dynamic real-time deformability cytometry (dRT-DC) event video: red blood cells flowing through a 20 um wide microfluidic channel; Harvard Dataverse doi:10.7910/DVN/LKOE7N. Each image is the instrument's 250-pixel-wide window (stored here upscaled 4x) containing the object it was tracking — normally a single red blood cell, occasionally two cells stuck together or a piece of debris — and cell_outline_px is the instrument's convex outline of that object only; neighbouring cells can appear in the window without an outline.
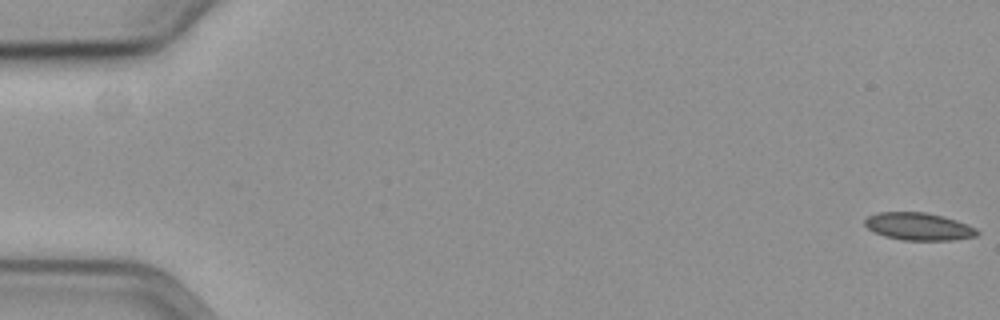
{"species": "common noctule bat (a hibernating species)", "species_latin": "Nyctalus noctula", "temperature_condition": "cold", "stored_images_in_passage": 17, "camera_frame_rate_fps": 3000, "um_per_image_px": 0.085, "animal": {"sex": "female", "body_mass_g": 19.3, "forearm_length_mm": 54.1}, "frame": {"image": 1, "passage_image": 1, "time_ms": 0.0, "image_size_px": [1000, 320], "cell_outline_px": [[980, 232], [976, 236], [952, 240], [900, 240], [884, 236], [868, 228], [864, 224], [864, 220], [868, 216], [876, 212], [924, 212], [956, 220], [976, 228]], "centroid_in_image_um": [78.06, 19.25], "position_along_channel_um": 6.9, "area_um2": 17.92}}
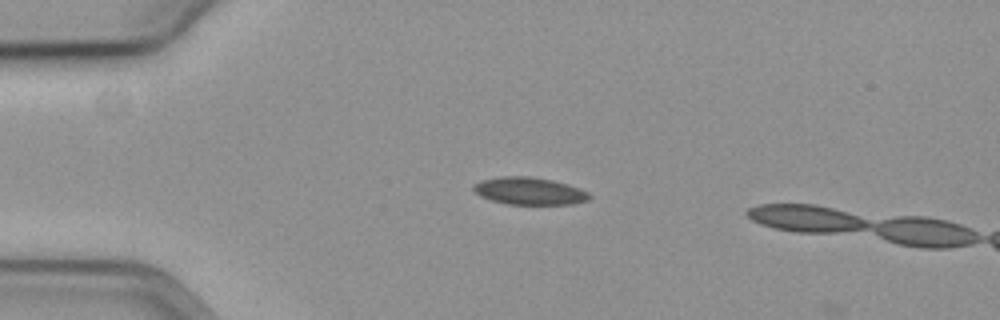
{"frame": {"image": 2, "passage_image": 15, "time_ms": 4.667, "image_size_px": [1000, 320], "cell_outline_px": [[592, 196], [588, 200], [572, 204], [508, 204], [492, 200], [480, 196], [472, 188], [476, 184], [484, 180], [500, 176], [532, 176], [552, 180], [568, 184], [580, 188], [588, 192]], "centroid_in_image_um": [45.04, 16.23], "position_along_channel_um": 40.0, "area_um2": 18.38}}